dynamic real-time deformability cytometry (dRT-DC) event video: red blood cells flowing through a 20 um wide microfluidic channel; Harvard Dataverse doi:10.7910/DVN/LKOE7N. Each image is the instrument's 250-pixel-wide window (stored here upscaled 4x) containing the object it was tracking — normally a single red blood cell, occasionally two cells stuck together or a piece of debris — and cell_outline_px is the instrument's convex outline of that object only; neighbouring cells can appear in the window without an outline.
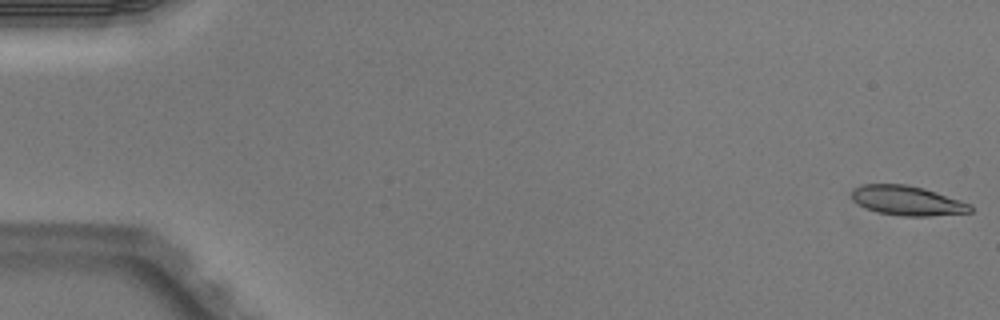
{"species": "Egyptian fruit bat (a non-hibernating species)", "species_latin": "Rousettus aegyptiacus", "temperature_condition": "warm", "stored_images_in_passage": 5, "camera_frame_rate_fps": 3000, "um_per_image_px": 0.085, "animal": {"sex": "male"}, "frame": {"image": 1, "passage_image": 1, "time_ms": 0.0, "image_size_px": [1000, 320], "cell_outline_px": [[972, 212], [928, 216], [900, 216], [876, 212], [864, 208], [852, 200], [852, 192], [856, 188], [864, 184], [908, 184], [924, 188], [972, 204]], "centroid_in_image_um": [77.12, 17.06], "position_along_channel_um": 7.9, "area_um2": 20.52}}
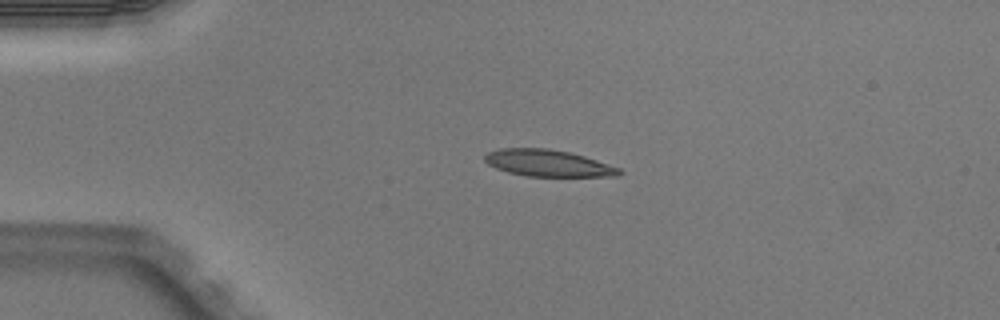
{"frame": {"image": 2, "passage_image": 4, "time_ms": 1.0, "image_size_px": [1000, 320], "cell_outline_px": [[624, 172], [620, 176], [528, 176], [508, 172], [496, 168], [488, 164], [484, 160], [484, 156], [488, 152], [500, 148], [548, 148], [568, 152], [584, 156], [620, 168]], "centroid_in_image_um": [46.58, 13.86], "position_along_channel_um": 38.4, "area_um2": 20.87}}